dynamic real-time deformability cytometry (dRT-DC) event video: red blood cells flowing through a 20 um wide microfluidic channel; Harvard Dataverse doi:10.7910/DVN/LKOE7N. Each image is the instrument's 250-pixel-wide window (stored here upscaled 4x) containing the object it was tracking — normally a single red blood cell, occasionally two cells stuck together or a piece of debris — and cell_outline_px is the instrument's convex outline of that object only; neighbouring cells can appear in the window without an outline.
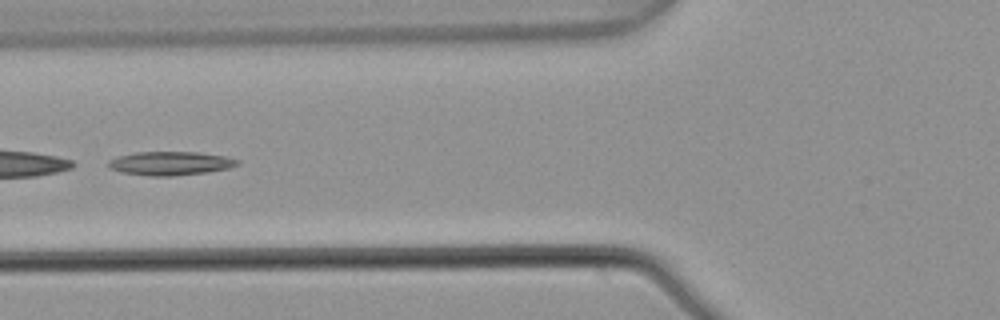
{"species": "common noctule bat (a hibernating species)", "species_latin": "Nyctalus noctula", "temperature_condition": "warm", "stored_images_in_passage": 5, "camera_frame_rate_fps": 3000, "um_per_image_px": 0.085, "animal": {"sex": "male", "body_mass_g": 21.5, "forearm_length_mm": 52.0}, "frame": {"image": 1, "passage_image": 5, "time_ms": 1.333, "image_size_px": [1000, 320], "cell_outline_px": [[240, 164], [228, 168], [208, 172], [172, 176], [148, 176], [120, 172], [108, 168], [108, 160], [116, 156], [136, 152], [196, 152], [224, 156], [240, 160]], "centroid_in_image_um": [14.44, 13.89], "position_along_channel_um": 111.4, "area_um2": 17.98}}